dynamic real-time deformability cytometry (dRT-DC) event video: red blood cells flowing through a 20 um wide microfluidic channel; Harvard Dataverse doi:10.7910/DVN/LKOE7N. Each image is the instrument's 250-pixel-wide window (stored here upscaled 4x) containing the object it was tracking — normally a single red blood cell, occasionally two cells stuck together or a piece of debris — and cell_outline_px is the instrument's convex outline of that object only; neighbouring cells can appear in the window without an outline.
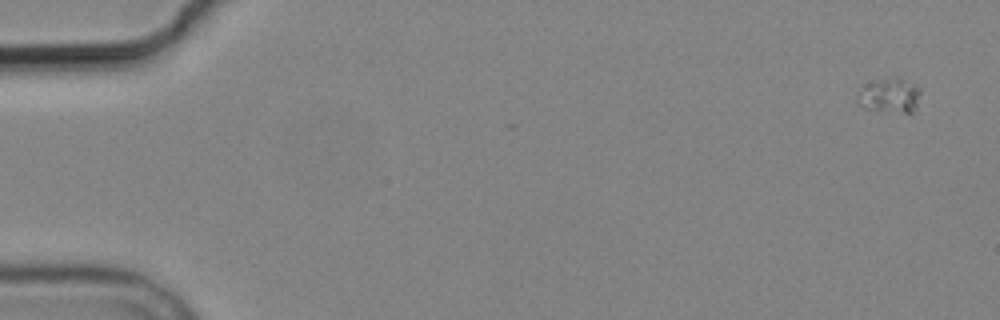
{"species": "common noctule bat (a hibernating species)", "species_latin": "Nyctalus noctula", "temperature_condition": "cold", "stored_images_in_passage": 5, "camera_frame_rate_fps": 3000, "um_per_image_px": 0.085, "animal": {"sex": "male", "body_mass_g": 19.2, "forearm_length_mm": 51.8}, "frame": {"image": 1, "passage_image": 1, "time_ms": 0.0, "image_size_px": [1000, 320], "cell_outline_px": [[920, 92], [916, 108], [912, 112], [880, 112], [864, 108], [856, 100], [856, 92], [860, 88], [876, 80], [896, 76], [900, 76], [920, 88]], "centroid_in_image_um": [75.59, 8.11], "position_along_channel_um": 9.4, "area_um2": 13.06}}
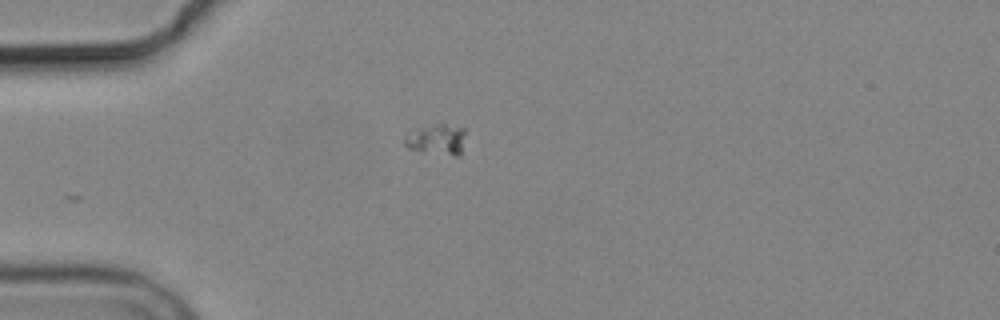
{"frame": {"image": 2, "passage_image": 5, "time_ms": 4.667, "image_size_px": [1000, 320], "cell_outline_px": [[464, 132], [460, 156], [456, 156], [408, 148], [404, 144], [404, 136], [420, 128], [436, 124], [444, 124], [464, 128]], "centroid_in_image_um": [37.13, 11.85], "position_along_channel_um": 47.9, "area_um2": 10.4}}